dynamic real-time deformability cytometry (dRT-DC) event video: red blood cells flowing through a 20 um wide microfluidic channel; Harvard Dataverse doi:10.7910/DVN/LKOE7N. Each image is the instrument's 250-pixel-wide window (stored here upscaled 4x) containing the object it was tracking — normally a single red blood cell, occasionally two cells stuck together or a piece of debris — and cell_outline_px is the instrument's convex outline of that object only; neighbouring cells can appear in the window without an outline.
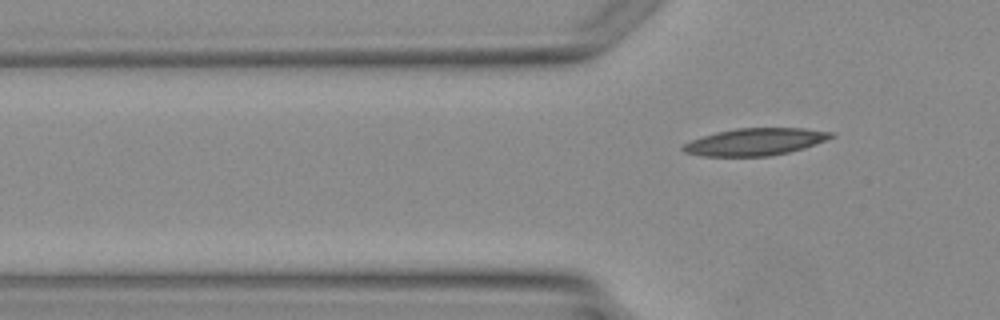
{"species": "Egyptian fruit bat (a non-hibernating species)", "species_latin": "Rousettus aegyptiacus", "temperature_condition": "warm", "stored_images_in_passage": 2, "camera_frame_rate_fps": 3000, "um_per_image_px": 0.085, "animal": {"sex": "female"}, "frame": {"image": 1, "passage_image": 2, "time_ms": 1.333, "image_size_px": [1000, 320], "cell_outline_px": [[836, 136], [828, 140], [804, 148], [788, 152], [768, 156], [700, 156], [684, 152], [680, 148], [684, 144], [692, 140], [716, 132], [736, 128], [804, 128], [832, 132]], "centroid_in_image_um": [64.21, 12.05], "position_along_channel_um": 61.6, "area_um2": 23.47}}